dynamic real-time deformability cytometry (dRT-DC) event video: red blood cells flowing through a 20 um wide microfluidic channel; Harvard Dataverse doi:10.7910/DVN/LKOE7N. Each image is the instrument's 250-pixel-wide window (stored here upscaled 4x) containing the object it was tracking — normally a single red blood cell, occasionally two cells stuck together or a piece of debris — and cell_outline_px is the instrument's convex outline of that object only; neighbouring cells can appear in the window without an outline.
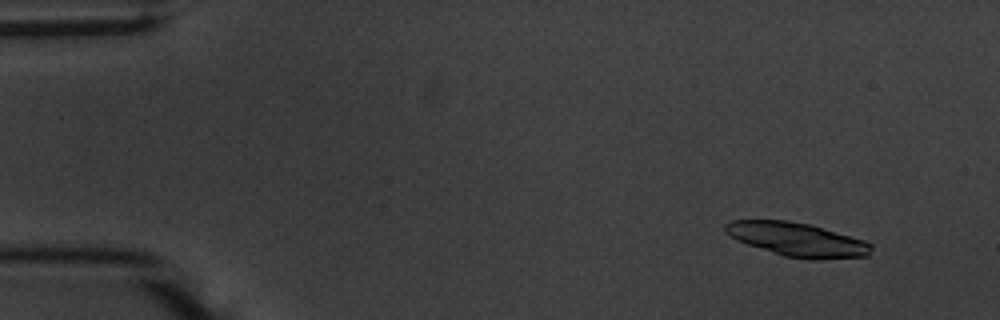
{"species": "common noctule bat (a hibernating species)", "species_latin": "Nyctalus noctula", "temperature_condition": "warm", "stored_images_in_passage": 33, "camera_frame_rate_fps": 3000, "um_per_image_px": 0.085, "animal": {"sex": "male", "body_mass_g": 20.1, "forearm_length_mm": 53.5}, "frame": {"image": 1, "passage_image": 5, "time_ms": 1.333, "image_size_px": [1000, 320], "cell_outline_px": [[872, 248], [868, 256], [820, 260], [808, 260], [784, 256], [736, 240], [724, 232], [724, 224], [732, 220], [788, 220], [808, 224], [864, 240], [872, 244]], "centroid_in_image_um": [67.75, 20.37], "position_along_channel_um": 17.2, "area_um2": 28.73}}